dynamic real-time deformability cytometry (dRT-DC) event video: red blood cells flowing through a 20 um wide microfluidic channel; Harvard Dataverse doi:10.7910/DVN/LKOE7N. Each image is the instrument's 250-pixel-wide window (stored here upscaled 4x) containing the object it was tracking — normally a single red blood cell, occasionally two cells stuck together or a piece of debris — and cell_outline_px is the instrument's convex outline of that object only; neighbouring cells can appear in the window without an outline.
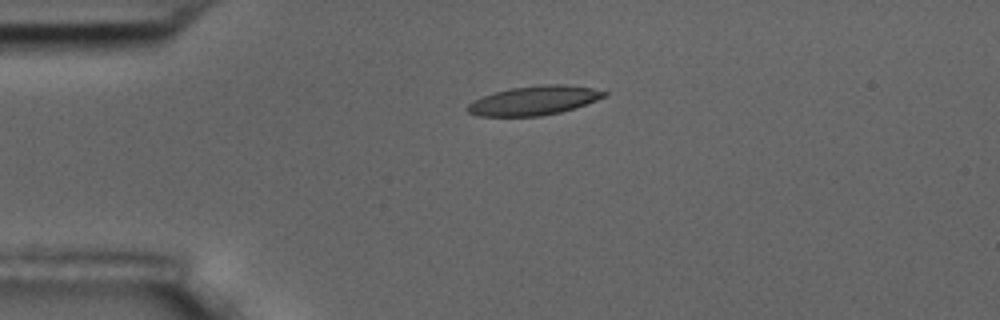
{"species": "common noctule bat (a hibernating species)", "species_latin": "Nyctalus noctula", "temperature_condition": "room temperature", "stored_images_in_passage": 5, "camera_frame_rate_fps": 3000, "um_per_image_px": 0.085, "animal": {"sex": "male", "body_mass_g": 17.5, "forearm_length_mm": 52.3}, "frame": {"image": 1, "passage_image": 4, "time_ms": 3.667, "image_size_px": [1000, 320], "cell_outline_px": [[608, 96], [560, 112], [540, 116], [480, 116], [468, 112], [464, 108], [472, 100], [496, 92], [512, 88], [544, 84], [564, 84], [592, 88], [608, 92]], "centroid_in_image_um": [45.38, 8.54], "position_along_channel_um": 39.6, "area_um2": 23.0}}